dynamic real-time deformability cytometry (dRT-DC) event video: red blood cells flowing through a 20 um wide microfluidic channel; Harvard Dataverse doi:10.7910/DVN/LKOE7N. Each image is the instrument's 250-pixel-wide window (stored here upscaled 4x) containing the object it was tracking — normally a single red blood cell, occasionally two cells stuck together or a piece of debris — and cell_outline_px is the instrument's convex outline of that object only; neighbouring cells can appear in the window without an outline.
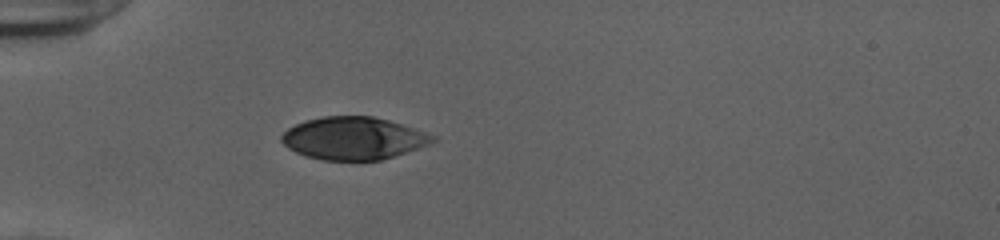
{"species": "human", "species_latin": "Homo sapiens", "temperature_condition": "cold", "stored_images_in_passage": 37, "camera_frame_rate_fps": 3000, "um_per_image_px": 0.085, "donor": {"sex": "female"}, "frame": {"image": 1, "passage_image": 1, "time_ms": 0.0, "image_size_px": [1000, 240], "cell_outline_px": [[436, 140], [428, 144], [380, 160], [320, 160], [296, 152], [288, 148], [280, 140], [280, 136], [288, 128], [304, 120], [324, 116], [372, 116], [388, 120], [436, 136]], "centroid_in_image_um": [29.98, 11.75], "position_along_channel_um": 55.0, "area_um2": 37.05}}
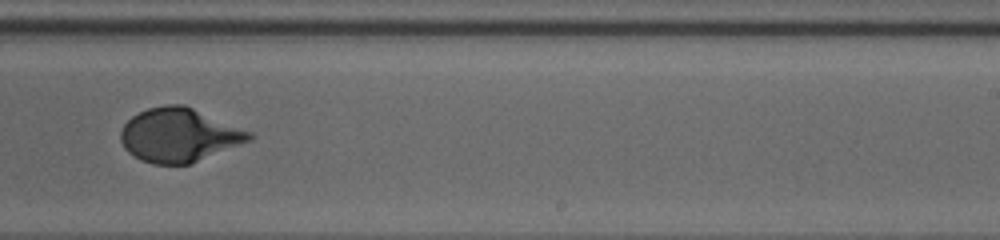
{"frame": {"image": 2, "passage_image": 19, "time_ms": 6.0, "image_size_px": [1000, 240], "cell_outline_px": [[256, 136], [252, 140], [188, 164], [152, 164], [140, 160], [128, 152], [124, 148], [120, 140], [120, 132], [124, 124], [132, 116], [148, 108], [164, 104], [184, 104], [252, 132]], "centroid_in_image_um": [15.21, 11.47], "position_along_channel_um": 273.8, "area_um2": 40.29}}
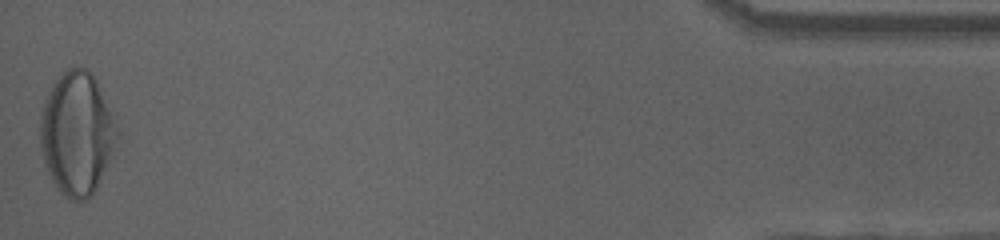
{"frame": {"image": 3, "passage_image": 37, "time_ms": 12.0, "image_size_px": [1000, 240], "cell_outline_px": [[120, 136], [112, 156], [92, 196], [84, 200], [68, 200], [56, 188], [44, 164], [40, 148], [40, 112], [44, 100], [52, 84], [68, 68], [88, 68], [92, 72], [116, 112], [120, 132]], "centroid_in_image_um": [6.59, 11.32], "position_along_channel_um": 428.6, "area_um2": 56.53}, "authors_computed_cell_mechanics": {"area_um2": 40.2866, "velocity_mm_per_s": 3.8913, "shape_relaxation_time_tau1_ms": 4.8339, "shape_relaxation_time_tau2_ms": null, "deformation_change_tau1": 0.2043, "deformation_change_tau2": null}}